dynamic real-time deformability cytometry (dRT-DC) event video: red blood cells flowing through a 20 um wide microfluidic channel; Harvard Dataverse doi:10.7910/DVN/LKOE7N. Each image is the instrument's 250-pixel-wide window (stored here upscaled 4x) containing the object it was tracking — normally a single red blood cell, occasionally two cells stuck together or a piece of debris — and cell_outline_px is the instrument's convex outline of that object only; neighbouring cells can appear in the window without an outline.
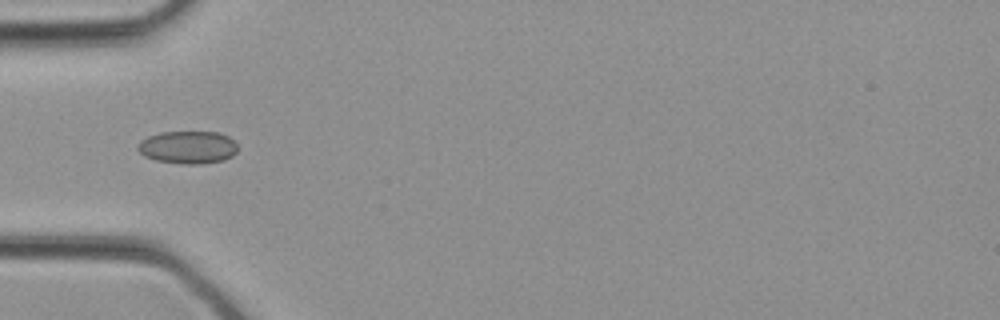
{"species": "common noctule bat (a hibernating species)", "species_latin": "Nyctalus noctula", "temperature_condition": "cold", "stored_images_in_passage": 30, "camera_frame_rate_fps": 3000, "um_per_image_px": 0.085, "animal": {"sex": "female", "body_mass_g": 21.9}, "frame": {"image": 1, "passage_image": 8, "time_ms": 2.333, "image_size_px": [1000, 320], "cell_outline_px": [[236, 152], [232, 156], [224, 160], [200, 164], [184, 164], [156, 160], [144, 156], [136, 148], [136, 144], [140, 140], [148, 136], [160, 132], [220, 132], [236, 140]], "centroid_in_image_um": [15.96, 12.51], "position_along_channel_um": 69.0, "area_um2": 19.25}}
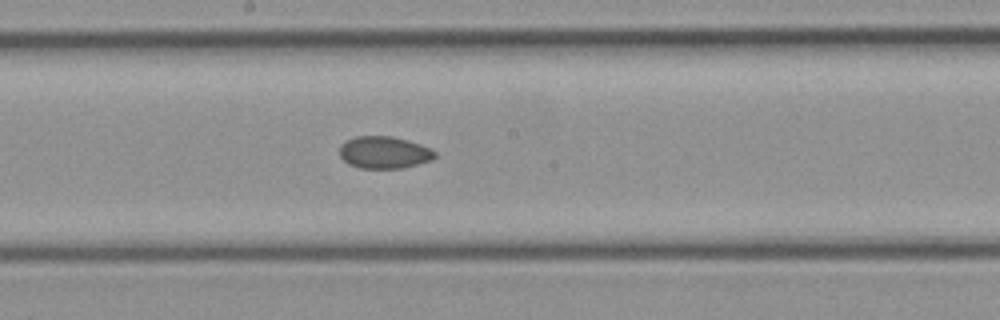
{"frame": {"image": 2, "passage_image": 15, "time_ms": 4.667, "image_size_px": [1000, 320], "cell_outline_px": [[436, 156], [432, 160], [404, 168], [360, 168], [348, 164], [340, 156], [340, 144], [356, 136], [392, 136], [408, 140], [432, 148], [436, 152]], "centroid_in_image_um": [32.68, 12.96], "position_along_channel_um": 215.5, "area_um2": 17.98}}
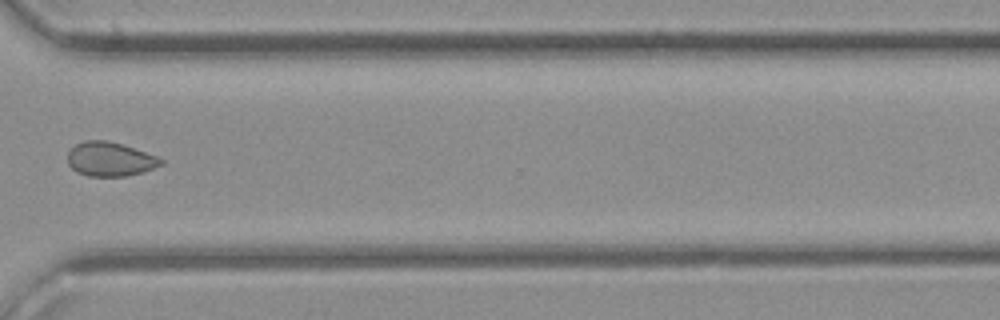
{"frame": {"image": 3, "passage_image": 22, "time_ms": 7.0, "image_size_px": [1000, 320], "cell_outline_px": [[164, 164], [144, 172], [124, 176], [88, 176], [76, 172], [68, 164], [68, 152], [76, 144], [84, 140], [104, 140], [120, 144], [160, 156], [164, 160]], "centroid_in_image_um": [9.38, 13.53], "position_along_channel_um": 361.2, "area_um2": 18.67}}